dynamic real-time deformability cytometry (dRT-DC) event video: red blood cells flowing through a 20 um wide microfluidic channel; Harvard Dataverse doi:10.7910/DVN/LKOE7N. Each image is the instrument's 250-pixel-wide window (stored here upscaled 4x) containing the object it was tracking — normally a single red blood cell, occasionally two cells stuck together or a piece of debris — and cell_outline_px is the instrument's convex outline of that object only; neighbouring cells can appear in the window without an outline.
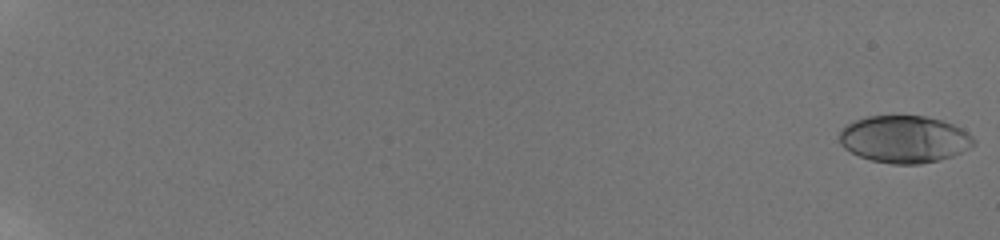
{"species": "human", "species_latin": "Homo sapiens", "temperature_condition": "room temperature", "stored_images_in_passage": 73, "camera_frame_rate_fps": 3000, "um_per_image_px": 0.085, "donor": {"sex": "male"}, "frame": {"image": 1, "passage_image": 1, "time_ms": 0.0, "image_size_px": [1000, 240], "cell_outline_px": [[976, 144], [952, 156], [940, 160], [920, 164], [892, 164], [872, 160], [860, 156], [844, 148], [840, 144], [840, 128], [856, 120], [868, 116], [924, 116], [940, 120], [952, 124], [968, 132], [976, 140]], "centroid_in_image_um": [76.87, 11.83], "position_along_channel_um": 8.1, "area_um2": 36.82}}
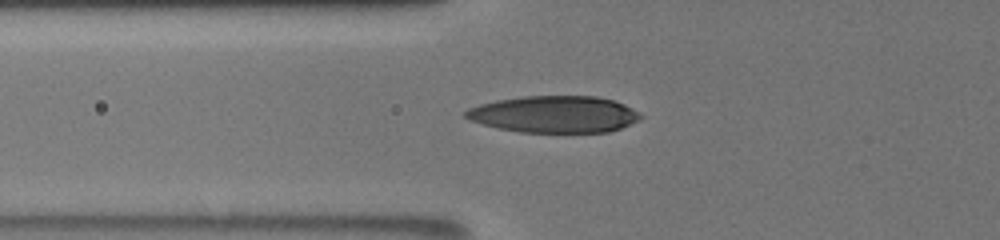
{"frame": {"image": 2, "passage_image": 20, "time_ms": 8.333, "image_size_px": [1000, 240], "cell_outline_px": [[644, 116], [640, 120], [620, 128], [608, 132], [520, 132], [500, 128], [468, 120], [464, 116], [464, 112], [468, 108], [480, 104], [496, 100], [524, 96], [596, 96], [616, 100], [640, 112]], "centroid_in_image_um": [47.15, 9.7], "position_along_channel_um": 78.7, "area_um2": 37.63}}
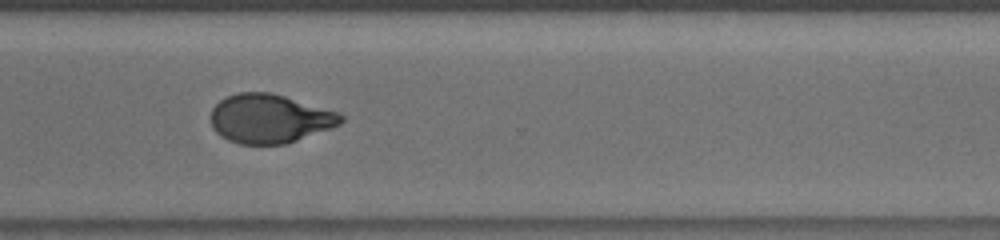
{"frame": {"image": 3, "passage_image": 53, "time_ms": 15.333, "image_size_px": [1000, 240], "cell_outline_px": [[344, 120], [340, 124], [332, 128], [284, 144], [240, 144], [228, 140], [220, 136], [212, 128], [212, 108], [220, 100], [236, 92], [268, 92], [284, 96], [336, 112], [344, 116]], "centroid_in_image_um": [22.89, 10.09], "position_along_channel_um": 347.7, "area_um2": 36.76}, "authors_computed_cell_mechanics": {"area_um2": 37.4544, "velocity_mm_per_s": 3.8822, "shape_relaxation_time_tau1_ms": 4.3236, "shape_relaxation_time_tau2_ms": 1.1028, "deformation_change_tau1": 0.1954, "deformation_change_tau2": 0.0583}}